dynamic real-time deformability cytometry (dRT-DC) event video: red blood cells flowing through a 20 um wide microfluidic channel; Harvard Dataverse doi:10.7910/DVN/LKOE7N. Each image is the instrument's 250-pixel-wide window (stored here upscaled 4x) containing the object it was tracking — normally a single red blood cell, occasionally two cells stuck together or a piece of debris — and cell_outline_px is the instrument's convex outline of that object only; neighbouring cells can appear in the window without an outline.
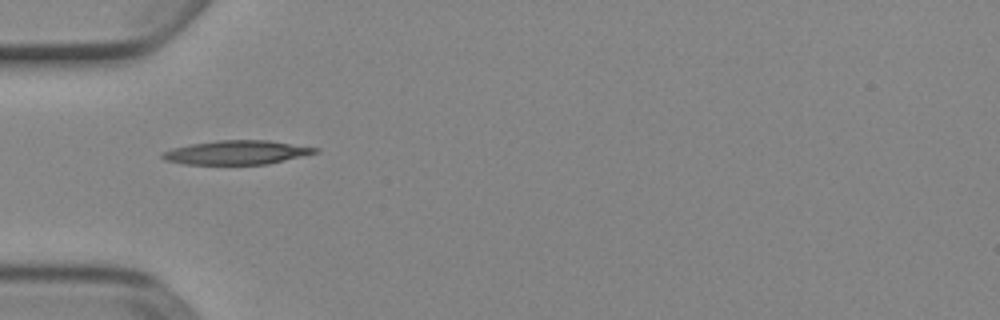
{"species": "Egyptian fruit bat (a non-hibernating species)", "species_latin": "Rousettus aegyptiacus", "temperature_condition": "cold", "stored_images_in_passage": 2, "camera_frame_rate_fps": 3000, "um_per_image_px": 0.085, "animal": {"sex": "female"}, "frame": {"image": 1, "passage_image": 1, "time_ms": 0.0, "image_size_px": [1000, 320], "cell_outline_px": [[320, 152], [268, 164], [184, 164], [164, 160], [160, 156], [164, 152], [172, 148], [192, 144], [220, 140], [268, 140], [320, 148]], "centroid_in_image_um": [20.15, 12.96], "position_along_channel_um": 64.8, "area_um2": 21.27}}
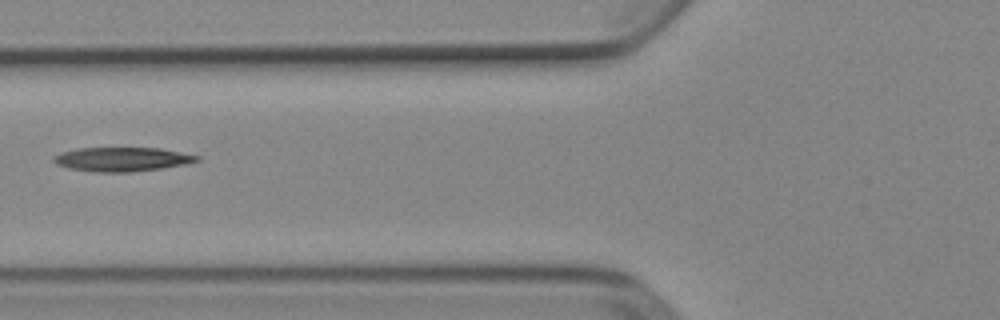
{"frame": {"image": 2, "passage_image": 2, "time_ms": 0.333, "image_size_px": [1000, 320], "cell_outline_px": [[200, 160], [184, 164], [160, 168], [128, 172], [92, 172], [68, 168], [56, 164], [52, 160], [52, 156], [60, 152], [76, 148], [160, 148], [200, 156]], "centroid_in_image_um": [10.3, 13.53], "position_along_channel_um": 115.5, "area_um2": 20.11}}